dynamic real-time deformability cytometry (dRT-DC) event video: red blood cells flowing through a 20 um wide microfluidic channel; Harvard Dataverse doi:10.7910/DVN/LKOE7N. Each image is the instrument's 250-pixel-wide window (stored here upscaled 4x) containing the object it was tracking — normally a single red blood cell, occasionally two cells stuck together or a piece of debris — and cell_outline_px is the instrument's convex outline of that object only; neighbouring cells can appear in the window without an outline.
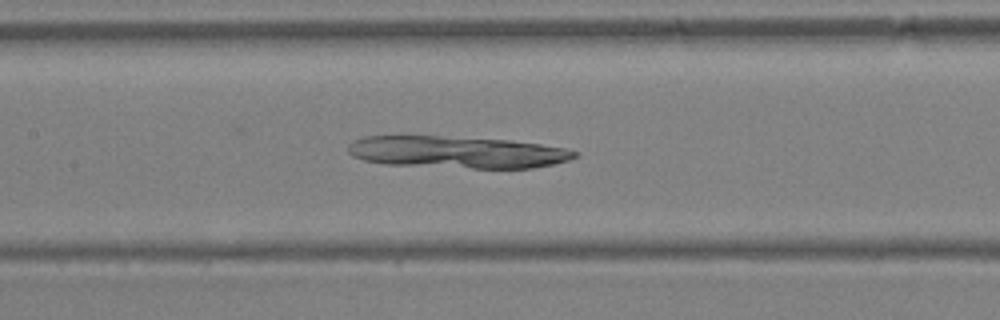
{"species": "Egyptian fruit bat (a non-hibernating species)", "species_latin": "Rousettus aegyptiacus", "temperature_condition": "warm", "stored_images_in_passage": 41, "camera_frame_rate_fps": 3000, "um_per_image_px": 0.085, "animal": {"sex": "female"}, "frame": {"image": 1, "passage_image": 20, "time_ms": 6.333, "image_size_px": [1000, 320], "cell_outline_px": [[580, 152], [576, 156], [568, 160], [552, 164], [532, 168], [472, 168], [384, 164], [364, 160], [352, 156], [348, 152], [348, 144], [352, 140], [364, 136], [436, 136], [508, 140], [540, 144], [564, 148]], "centroid_in_image_um": [38.8, 12.93], "position_along_channel_um": 168.6, "area_um2": 42.14}}